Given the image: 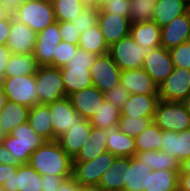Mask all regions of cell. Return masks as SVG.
<instances>
[{
	"instance_id": "cell-55",
	"label": "cell",
	"mask_w": 190,
	"mask_h": 191,
	"mask_svg": "<svg viewBox=\"0 0 190 191\" xmlns=\"http://www.w3.org/2000/svg\"><path fill=\"white\" fill-rule=\"evenodd\" d=\"M178 191H190V174H179Z\"/></svg>"
},
{
	"instance_id": "cell-13",
	"label": "cell",
	"mask_w": 190,
	"mask_h": 191,
	"mask_svg": "<svg viewBox=\"0 0 190 191\" xmlns=\"http://www.w3.org/2000/svg\"><path fill=\"white\" fill-rule=\"evenodd\" d=\"M52 124L54 129V140L65 133L67 130L84 119L73 108L69 97L62 98L49 104Z\"/></svg>"
},
{
	"instance_id": "cell-10",
	"label": "cell",
	"mask_w": 190,
	"mask_h": 191,
	"mask_svg": "<svg viewBox=\"0 0 190 191\" xmlns=\"http://www.w3.org/2000/svg\"><path fill=\"white\" fill-rule=\"evenodd\" d=\"M90 73L93 86L103 93L120 84L121 70L109 54L97 56Z\"/></svg>"
},
{
	"instance_id": "cell-60",
	"label": "cell",
	"mask_w": 190,
	"mask_h": 191,
	"mask_svg": "<svg viewBox=\"0 0 190 191\" xmlns=\"http://www.w3.org/2000/svg\"><path fill=\"white\" fill-rule=\"evenodd\" d=\"M115 0H97V8L101 9L105 4Z\"/></svg>"
},
{
	"instance_id": "cell-53",
	"label": "cell",
	"mask_w": 190,
	"mask_h": 191,
	"mask_svg": "<svg viewBox=\"0 0 190 191\" xmlns=\"http://www.w3.org/2000/svg\"><path fill=\"white\" fill-rule=\"evenodd\" d=\"M0 164L20 165L3 144H0Z\"/></svg>"
},
{
	"instance_id": "cell-17",
	"label": "cell",
	"mask_w": 190,
	"mask_h": 191,
	"mask_svg": "<svg viewBox=\"0 0 190 191\" xmlns=\"http://www.w3.org/2000/svg\"><path fill=\"white\" fill-rule=\"evenodd\" d=\"M190 41V10L161 28V46L170 50Z\"/></svg>"
},
{
	"instance_id": "cell-54",
	"label": "cell",
	"mask_w": 190,
	"mask_h": 191,
	"mask_svg": "<svg viewBox=\"0 0 190 191\" xmlns=\"http://www.w3.org/2000/svg\"><path fill=\"white\" fill-rule=\"evenodd\" d=\"M82 187L80 184L73 178L70 177L65 179L63 183L58 187L57 191H81Z\"/></svg>"
},
{
	"instance_id": "cell-64",
	"label": "cell",
	"mask_w": 190,
	"mask_h": 191,
	"mask_svg": "<svg viewBox=\"0 0 190 191\" xmlns=\"http://www.w3.org/2000/svg\"><path fill=\"white\" fill-rule=\"evenodd\" d=\"M32 1H36V0H20V3L24 4V3H28V2H32Z\"/></svg>"
},
{
	"instance_id": "cell-34",
	"label": "cell",
	"mask_w": 190,
	"mask_h": 191,
	"mask_svg": "<svg viewBox=\"0 0 190 191\" xmlns=\"http://www.w3.org/2000/svg\"><path fill=\"white\" fill-rule=\"evenodd\" d=\"M151 170L135 156L130 157V166L127 167V181L123 191H144L147 175Z\"/></svg>"
},
{
	"instance_id": "cell-18",
	"label": "cell",
	"mask_w": 190,
	"mask_h": 191,
	"mask_svg": "<svg viewBox=\"0 0 190 191\" xmlns=\"http://www.w3.org/2000/svg\"><path fill=\"white\" fill-rule=\"evenodd\" d=\"M42 176L29 164H21L18 170L1 186L2 191H42Z\"/></svg>"
},
{
	"instance_id": "cell-61",
	"label": "cell",
	"mask_w": 190,
	"mask_h": 191,
	"mask_svg": "<svg viewBox=\"0 0 190 191\" xmlns=\"http://www.w3.org/2000/svg\"><path fill=\"white\" fill-rule=\"evenodd\" d=\"M9 15L6 13V11L4 10V8L1 6L0 3V20L7 18Z\"/></svg>"
},
{
	"instance_id": "cell-28",
	"label": "cell",
	"mask_w": 190,
	"mask_h": 191,
	"mask_svg": "<svg viewBox=\"0 0 190 191\" xmlns=\"http://www.w3.org/2000/svg\"><path fill=\"white\" fill-rule=\"evenodd\" d=\"M130 35L140 46L150 49L161 46V27L153 20L131 25Z\"/></svg>"
},
{
	"instance_id": "cell-59",
	"label": "cell",
	"mask_w": 190,
	"mask_h": 191,
	"mask_svg": "<svg viewBox=\"0 0 190 191\" xmlns=\"http://www.w3.org/2000/svg\"><path fill=\"white\" fill-rule=\"evenodd\" d=\"M186 111L190 114V95H188L183 101H182Z\"/></svg>"
},
{
	"instance_id": "cell-45",
	"label": "cell",
	"mask_w": 190,
	"mask_h": 191,
	"mask_svg": "<svg viewBox=\"0 0 190 191\" xmlns=\"http://www.w3.org/2000/svg\"><path fill=\"white\" fill-rule=\"evenodd\" d=\"M97 55L78 48L77 53L66 63L65 66L89 67L94 64Z\"/></svg>"
},
{
	"instance_id": "cell-42",
	"label": "cell",
	"mask_w": 190,
	"mask_h": 191,
	"mask_svg": "<svg viewBox=\"0 0 190 191\" xmlns=\"http://www.w3.org/2000/svg\"><path fill=\"white\" fill-rule=\"evenodd\" d=\"M78 45L61 41L53 56V67L62 68L77 53Z\"/></svg>"
},
{
	"instance_id": "cell-25",
	"label": "cell",
	"mask_w": 190,
	"mask_h": 191,
	"mask_svg": "<svg viewBox=\"0 0 190 191\" xmlns=\"http://www.w3.org/2000/svg\"><path fill=\"white\" fill-rule=\"evenodd\" d=\"M30 126L46 141L54 140V129L49 105L36 104L29 109Z\"/></svg>"
},
{
	"instance_id": "cell-39",
	"label": "cell",
	"mask_w": 190,
	"mask_h": 191,
	"mask_svg": "<svg viewBox=\"0 0 190 191\" xmlns=\"http://www.w3.org/2000/svg\"><path fill=\"white\" fill-rule=\"evenodd\" d=\"M156 0H130V22L131 25L152 21Z\"/></svg>"
},
{
	"instance_id": "cell-24",
	"label": "cell",
	"mask_w": 190,
	"mask_h": 191,
	"mask_svg": "<svg viewBox=\"0 0 190 191\" xmlns=\"http://www.w3.org/2000/svg\"><path fill=\"white\" fill-rule=\"evenodd\" d=\"M66 97L72 93L93 86L89 67L65 66L60 68Z\"/></svg>"
},
{
	"instance_id": "cell-11",
	"label": "cell",
	"mask_w": 190,
	"mask_h": 191,
	"mask_svg": "<svg viewBox=\"0 0 190 191\" xmlns=\"http://www.w3.org/2000/svg\"><path fill=\"white\" fill-rule=\"evenodd\" d=\"M62 41L58 21L37 33V40L33 52L39 66H52L53 56L57 45Z\"/></svg>"
},
{
	"instance_id": "cell-58",
	"label": "cell",
	"mask_w": 190,
	"mask_h": 191,
	"mask_svg": "<svg viewBox=\"0 0 190 191\" xmlns=\"http://www.w3.org/2000/svg\"><path fill=\"white\" fill-rule=\"evenodd\" d=\"M86 7L97 8V0H80Z\"/></svg>"
},
{
	"instance_id": "cell-48",
	"label": "cell",
	"mask_w": 190,
	"mask_h": 191,
	"mask_svg": "<svg viewBox=\"0 0 190 191\" xmlns=\"http://www.w3.org/2000/svg\"><path fill=\"white\" fill-rule=\"evenodd\" d=\"M64 180L63 176L44 175L41 179L42 191H57Z\"/></svg>"
},
{
	"instance_id": "cell-47",
	"label": "cell",
	"mask_w": 190,
	"mask_h": 191,
	"mask_svg": "<svg viewBox=\"0 0 190 191\" xmlns=\"http://www.w3.org/2000/svg\"><path fill=\"white\" fill-rule=\"evenodd\" d=\"M101 10L105 13L118 14L119 16H130V0H115L105 4Z\"/></svg>"
},
{
	"instance_id": "cell-7",
	"label": "cell",
	"mask_w": 190,
	"mask_h": 191,
	"mask_svg": "<svg viewBox=\"0 0 190 191\" xmlns=\"http://www.w3.org/2000/svg\"><path fill=\"white\" fill-rule=\"evenodd\" d=\"M39 104L49 105L66 97L60 68L40 66L35 73Z\"/></svg>"
},
{
	"instance_id": "cell-20",
	"label": "cell",
	"mask_w": 190,
	"mask_h": 191,
	"mask_svg": "<svg viewBox=\"0 0 190 191\" xmlns=\"http://www.w3.org/2000/svg\"><path fill=\"white\" fill-rule=\"evenodd\" d=\"M129 166L130 157H116L102 175L96 188L101 191H123L127 181V167Z\"/></svg>"
},
{
	"instance_id": "cell-22",
	"label": "cell",
	"mask_w": 190,
	"mask_h": 191,
	"mask_svg": "<svg viewBox=\"0 0 190 191\" xmlns=\"http://www.w3.org/2000/svg\"><path fill=\"white\" fill-rule=\"evenodd\" d=\"M161 150L179 162L190 157V128L181 132L162 130Z\"/></svg>"
},
{
	"instance_id": "cell-4",
	"label": "cell",
	"mask_w": 190,
	"mask_h": 191,
	"mask_svg": "<svg viewBox=\"0 0 190 191\" xmlns=\"http://www.w3.org/2000/svg\"><path fill=\"white\" fill-rule=\"evenodd\" d=\"M117 156L105 151L91 161H73L72 177L82 188H96L104 172Z\"/></svg>"
},
{
	"instance_id": "cell-2",
	"label": "cell",
	"mask_w": 190,
	"mask_h": 191,
	"mask_svg": "<svg viewBox=\"0 0 190 191\" xmlns=\"http://www.w3.org/2000/svg\"><path fill=\"white\" fill-rule=\"evenodd\" d=\"M45 141L27 121L14 128L10 134H7L2 144L21 165L28 164L32 153Z\"/></svg>"
},
{
	"instance_id": "cell-9",
	"label": "cell",
	"mask_w": 190,
	"mask_h": 191,
	"mask_svg": "<svg viewBox=\"0 0 190 191\" xmlns=\"http://www.w3.org/2000/svg\"><path fill=\"white\" fill-rule=\"evenodd\" d=\"M190 95V69L174 67L173 72L158 86L159 100L182 102Z\"/></svg>"
},
{
	"instance_id": "cell-43",
	"label": "cell",
	"mask_w": 190,
	"mask_h": 191,
	"mask_svg": "<svg viewBox=\"0 0 190 191\" xmlns=\"http://www.w3.org/2000/svg\"><path fill=\"white\" fill-rule=\"evenodd\" d=\"M169 51L174 67L190 69V41L173 47Z\"/></svg>"
},
{
	"instance_id": "cell-62",
	"label": "cell",
	"mask_w": 190,
	"mask_h": 191,
	"mask_svg": "<svg viewBox=\"0 0 190 191\" xmlns=\"http://www.w3.org/2000/svg\"><path fill=\"white\" fill-rule=\"evenodd\" d=\"M6 133L4 132L3 128L1 127V124H0V144H2L3 140L5 139L6 137Z\"/></svg>"
},
{
	"instance_id": "cell-14",
	"label": "cell",
	"mask_w": 190,
	"mask_h": 191,
	"mask_svg": "<svg viewBox=\"0 0 190 191\" xmlns=\"http://www.w3.org/2000/svg\"><path fill=\"white\" fill-rule=\"evenodd\" d=\"M142 68L159 86L174 70L171 53L160 46L144 58Z\"/></svg>"
},
{
	"instance_id": "cell-65",
	"label": "cell",
	"mask_w": 190,
	"mask_h": 191,
	"mask_svg": "<svg viewBox=\"0 0 190 191\" xmlns=\"http://www.w3.org/2000/svg\"><path fill=\"white\" fill-rule=\"evenodd\" d=\"M187 6L190 9V0H186Z\"/></svg>"
},
{
	"instance_id": "cell-51",
	"label": "cell",
	"mask_w": 190,
	"mask_h": 191,
	"mask_svg": "<svg viewBox=\"0 0 190 191\" xmlns=\"http://www.w3.org/2000/svg\"><path fill=\"white\" fill-rule=\"evenodd\" d=\"M19 165L0 164V187L18 170Z\"/></svg>"
},
{
	"instance_id": "cell-27",
	"label": "cell",
	"mask_w": 190,
	"mask_h": 191,
	"mask_svg": "<svg viewBox=\"0 0 190 191\" xmlns=\"http://www.w3.org/2000/svg\"><path fill=\"white\" fill-rule=\"evenodd\" d=\"M106 130L92 127L88 136L78 154L73 161H91L97 156L107 151Z\"/></svg>"
},
{
	"instance_id": "cell-33",
	"label": "cell",
	"mask_w": 190,
	"mask_h": 191,
	"mask_svg": "<svg viewBox=\"0 0 190 191\" xmlns=\"http://www.w3.org/2000/svg\"><path fill=\"white\" fill-rule=\"evenodd\" d=\"M39 67L33 53L11 54L6 65L4 77L35 74Z\"/></svg>"
},
{
	"instance_id": "cell-30",
	"label": "cell",
	"mask_w": 190,
	"mask_h": 191,
	"mask_svg": "<svg viewBox=\"0 0 190 191\" xmlns=\"http://www.w3.org/2000/svg\"><path fill=\"white\" fill-rule=\"evenodd\" d=\"M29 107L7 101L0 111V124L6 134L28 121Z\"/></svg>"
},
{
	"instance_id": "cell-16",
	"label": "cell",
	"mask_w": 190,
	"mask_h": 191,
	"mask_svg": "<svg viewBox=\"0 0 190 191\" xmlns=\"http://www.w3.org/2000/svg\"><path fill=\"white\" fill-rule=\"evenodd\" d=\"M68 97L77 113L88 120L96 114L105 101L104 93L94 86L76 91Z\"/></svg>"
},
{
	"instance_id": "cell-32",
	"label": "cell",
	"mask_w": 190,
	"mask_h": 191,
	"mask_svg": "<svg viewBox=\"0 0 190 191\" xmlns=\"http://www.w3.org/2000/svg\"><path fill=\"white\" fill-rule=\"evenodd\" d=\"M135 157L152 170H180L177 158L163 150L137 152Z\"/></svg>"
},
{
	"instance_id": "cell-31",
	"label": "cell",
	"mask_w": 190,
	"mask_h": 191,
	"mask_svg": "<svg viewBox=\"0 0 190 191\" xmlns=\"http://www.w3.org/2000/svg\"><path fill=\"white\" fill-rule=\"evenodd\" d=\"M180 170H151L144 191H178Z\"/></svg>"
},
{
	"instance_id": "cell-23",
	"label": "cell",
	"mask_w": 190,
	"mask_h": 191,
	"mask_svg": "<svg viewBox=\"0 0 190 191\" xmlns=\"http://www.w3.org/2000/svg\"><path fill=\"white\" fill-rule=\"evenodd\" d=\"M158 101V94H131L121 108V116L154 117Z\"/></svg>"
},
{
	"instance_id": "cell-46",
	"label": "cell",
	"mask_w": 190,
	"mask_h": 191,
	"mask_svg": "<svg viewBox=\"0 0 190 191\" xmlns=\"http://www.w3.org/2000/svg\"><path fill=\"white\" fill-rule=\"evenodd\" d=\"M61 39L67 43L78 45L80 33L71 22H58Z\"/></svg>"
},
{
	"instance_id": "cell-41",
	"label": "cell",
	"mask_w": 190,
	"mask_h": 191,
	"mask_svg": "<svg viewBox=\"0 0 190 191\" xmlns=\"http://www.w3.org/2000/svg\"><path fill=\"white\" fill-rule=\"evenodd\" d=\"M98 8L85 7L84 10L71 21L80 34L97 24Z\"/></svg>"
},
{
	"instance_id": "cell-12",
	"label": "cell",
	"mask_w": 190,
	"mask_h": 191,
	"mask_svg": "<svg viewBox=\"0 0 190 191\" xmlns=\"http://www.w3.org/2000/svg\"><path fill=\"white\" fill-rule=\"evenodd\" d=\"M97 24L108 47L130 34L131 22L128 17L105 13L98 10Z\"/></svg>"
},
{
	"instance_id": "cell-63",
	"label": "cell",
	"mask_w": 190,
	"mask_h": 191,
	"mask_svg": "<svg viewBox=\"0 0 190 191\" xmlns=\"http://www.w3.org/2000/svg\"><path fill=\"white\" fill-rule=\"evenodd\" d=\"M81 191H101V190L98 188L89 187V188H82Z\"/></svg>"
},
{
	"instance_id": "cell-38",
	"label": "cell",
	"mask_w": 190,
	"mask_h": 191,
	"mask_svg": "<svg viewBox=\"0 0 190 191\" xmlns=\"http://www.w3.org/2000/svg\"><path fill=\"white\" fill-rule=\"evenodd\" d=\"M56 21L71 22L86 7L80 0H54L52 1Z\"/></svg>"
},
{
	"instance_id": "cell-52",
	"label": "cell",
	"mask_w": 190,
	"mask_h": 191,
	"mask_svg": "<svg viewBox=\"0 0 190 191\" xmlns=\"http://www.w3.org/2000/svg\"><path fill=\"white\" fill-rule=\"evenodd\" d=\"M1 6L9 16L14 17L21 5L20 0H0Z\"/></svg>"
},
{
	"instance_id": "cell-8",
	"label": "cell",
	"mask_w": 190,
	"mask_h": 191,
	"mask_svg": "<svg viewBox=\"0 0 190 191\" xmlns=\"http://www.w3.org/2000/svg\"><path fill=\"white\" fill-rule=\"evenodd\" d=\"M2 85L8 101L22 104L29 108L39 103L35 74L4 77Z\"/></svg>"
},
{
	"instance_id": "cell-19",
	"label": "cell",
	"mask_w": 190,
	"mask_h": 191,
	"mask_svg": "<svg viewBox=\"0 0 190 191\" xmlns=\"http://www.w3.org/2000/svg\"><path fill=\"white\" fill-rule=\"evenodd\" d=\"M120 84L130 94H158V85L143 68L121 71Z\"/></svg>"
},
{
	"instance_id": "cell-50",
	"label": "cell",
	"mask_w": 190,
	"mask_h": 191,
	"mask_svg": "<svg viewBox=\"0 0 190 191\" xmlns=\"http://www.w3.org/2000/svg\"><path fill=\"white\" fill-rule=\"evenodd\" d=\"M11 16L0 20V45H6L10 33Z\"/></svg>"
},
{
	"instance_id": "cell-40",
	"label": "cell",
	"mask_w": 190,
	"mask_h": 191,
	"mask_svg": "<svg viewBox=\"0 0 190 191\" xmlns=\"http://www.w3.org/2000/svg\"><path fill=\"white\" fill-rule=\"evenodd\" d=\"M154 117L120 116L118 127L130 137H137L153 121Z\"/></svg>"
},
{
	"instance_id": "cell-5",
	"label": "cell",
	"mask_w": 190,
	"mask_h": 191,
	"mask_svg": "<svg viewBox=\"0 0 190 191\" xmlns=\"http://www.w3.org/2000/svg\"><path fill=\"white\" fill-rule=\"evenodd\" d=\"M14 17L36 33L56 22L53 3L47 0L21 4Z\"/></svg>"
},
{
	"instance_id": "cell-36",
	"label": "cell",
	"mask_w": 190,
	"mask_h": 191,
	"mask_svg": "<svg viewBox=\"0 0 190 191\" xmlns=\"http://www.w3.org/2000/svg\"><path fill=\"white\" fill-rule=\"evenodd\" d=\"M120 116L121 110L105 100L96 114L91 117L90 123L92 127L107 130L118 126Z\"/></svg>"
},
{
	"instance_id": "cell-44",
	"label": "cell",
	"mask_w": 190,
	"mask_h": 191,
	"mask_svg": "<svg viewBox=\"0 0 190 191\" xmlns=\"http://www.w3.org/2000/svg\"><path fill=\"white\" fill-rule=\"evenodd\" d=\"M130 93L121 84L104 92L105 100L118 107L120 110L130 98Z\"/></svg>"
},
{
	"instance_id": "cell-56",
	"label": "cell",
	"mask_w": 190,
	"mask_h": 191,
	"mask_svg": "<svg viewBox=\"0 0 190 191\" xmlns=\"http://www.w3.org/2000/svg\"><path fill=\"white\" fill-rule=\"evenodd\" d=\"M179 174H190V157L180 162Z\"/></svg>"
},
{
	"instance_id": "cell-26",
	"label": "cell",
	"mask_w": 190,
	"mask_h": 191,
	"mask_svg": "<svg viewBox=\"0 0 190 191\" xmlns=\"http://www.w3.org/2000/svg\"><path fill=\"white\" fill-rule=\"evenodd\" d=\"M107 151L117 157H134L136 154L135 138L122 132L118 126L106 130Z\"/></svg>"
},
{
	"instance_id": "cell-15",
	"label": "cell",
	"mask_w": 190,
	"mask_h": 191,
	"mask_svg": "<svg viewBox=\"0 0 190 191\" xmlns=\"http://www.w3.org/2000/svg\"><path fill=\"white\" fill-rule=\"evenodd\" d=\"M36 40V32L11 16L10 33L6 46L12 54L33 53Z\"/></svg>"
},
{
	"instance_id": "cell-57",
	"label": "cell",
	"mask_w": 190,
	"mask_h": 191,
	"mask_svg": "<svg viewBox=\"0 0 190 191\" xmlns=\"http://www.w3.org/2000/svg\"><path fill=\"white\" fill-rule=\"evenodd\" d=\"M8 101L7 96L4 92L2 83L0 84V111L5 106L6 102Z\"/></svg>"
},
{
	"instance_id": "cell-6",
	"label": "cell",
	"mask_w": 190,
	"mask_h": 191,
	"mask_svg": "<svg viewBox=\"0 0 190 191\" xmlns=\"http://www.w3.org/2000/svg\"><path fill=\"white\" fill-rule=\"evenodd\" d=\"M153 122L161 130L181 132L190 128V114L182 102L159 100Z\"/></svg>"
},
{
	"instance_id": "cell-21",
	"label": "cell",
	"mask_w": 190,
	"mask_h": 191,
	"mask_svg": "<svg viewBox=\"0 0 190 191\" xmlns=\"http://www.w3.org/2000/svg\"><path fill=\"white\" fill-rule=\"evenodd\" d=\"M92 125L90 120L84 119L82 122H76L70 130H67L57 138L60 146L73 159L88 140Z\"/></svg>"
},
{
	"instance_id": "cell-37",
	"label": "cell",
	"mask_w": 190,
	"mask_h": 191,
	"mask_svg": "<svg viewBox=\"0 0 190 191\" xmlns=\"http://www.w3.org/2000/svg\"><path fill=\"white\" fill-rule=\"evenodd\" d=\"M162 130L152 121L148 127L135 137L136 153L161 150Z\"/></svg>"
},
{
	"instance_id": "cell-29",
	"label": "cell",
	"mask_w": 190,
	"mask_h": 191,
	"mask_svg": "<svg viewBox=\"0 0 190 191\" xmlns=\"http://www.w3.org/2000/svg\"><path fill=\"white\" fill-rule=\"evenodd\" d=\"M189 10L186 0H156L153 21L162 28Z\"/></svg>"
},
{
	"instance_id": "cell-35",
	"label": "cell",
	"mask_w": 190,
	"mask_h": 191,
	"mask_svg": "<svg viewBox=\"0 0 190 191\" xmlns=\"http://www.w3.org/2000/svg\"><path fill=\"white\" fill-rule=\"evenodd\" d=\"M78 47L97 56L105 55L109 52V47L98 24L80 34Z\"/></svg>"
},
{
	"instance_id": "cell-1",
	"label": "cell",
	"mask_w": 190,
	"mask_h": 191,
	"mask_svg": "<svg viewBox=\"0 0 190 191\" xmlns=\"http://www.w3.org/2000/svg\"><path fill=\"white\" fill-rule=\"evenodd\" d=\"M28 164L41 176L72 177L73 159L60 146L57 140L45 141L30 156Z\"/></svg>"
},
{
	"instance_id": "cell-3",
	"label": "cell",
	"mask_w": 190,
	"mask_h": 191,
	"mask_svg": "<svg viewBox=\"0 0 190 191\" xmlns=\"http://www.w3.org/2000/svg\"><path fill=\"white\" fill-rule=\"evenodd\" d=\"M152 49L138 45L129 34L109 47L111 56L121 71L142 68L144 58Z\"/></svg>"
},
{
	"instance_id": "cell-49",
	"label": "cell",
	"mask_w": 190,
	"mask_h": 191,
	"mask_svg": "<svg viewBox=\"0 0 190 191\" xmlns=\"http://www.w3.org/2000/svg\"><path fill=\"white\" fill-rule=\"evenodd\" d=\"M11 54L6 45H0V84L4 79L6 65Z\"/></svg>"
}]
</instances>
